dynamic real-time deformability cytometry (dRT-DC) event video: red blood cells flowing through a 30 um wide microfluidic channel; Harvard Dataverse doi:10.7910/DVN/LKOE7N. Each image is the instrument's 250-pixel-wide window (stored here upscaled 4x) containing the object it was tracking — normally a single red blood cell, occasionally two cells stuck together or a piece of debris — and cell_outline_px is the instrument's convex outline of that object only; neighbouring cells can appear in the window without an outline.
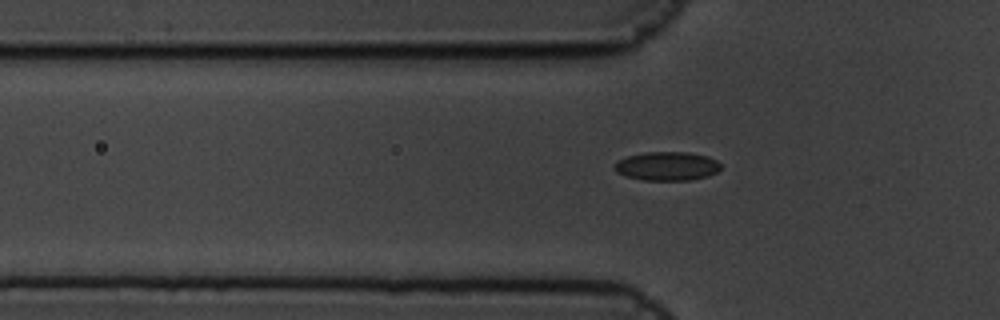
{"species": "common noctule bat (a hibernating species)", "species_latin": "Nyctalus noctula", "temperature_condition": "cold", "stored_images_in_passage": 7, "segment_of_instrument_passage": [2, 2], "camera_frame_rate_fps": 3000, "um_per_image_px": 0.085, "animal": {"sex": "male", "body_mass_g": 19.5, "forearm_length_mm": 54.6}, "frame": {"image": 1, "passage_image": 7, "time_ms": 2.0, "image_size_px": [1000, 320], "cell_outline_px": [[720, 168], [716, 172], [708, 176], [688, 180], [644, 180], [624, 176], [616, 172], [612, 168], [620, 160], [628, 156], [644, 152], [688, 152], [708, 156], [716, 160], [720, 164]], "centroid_in_image_um": [56.69, 14.12], "position_along_channel_um": 69.1, "area_um2": 17.8}}